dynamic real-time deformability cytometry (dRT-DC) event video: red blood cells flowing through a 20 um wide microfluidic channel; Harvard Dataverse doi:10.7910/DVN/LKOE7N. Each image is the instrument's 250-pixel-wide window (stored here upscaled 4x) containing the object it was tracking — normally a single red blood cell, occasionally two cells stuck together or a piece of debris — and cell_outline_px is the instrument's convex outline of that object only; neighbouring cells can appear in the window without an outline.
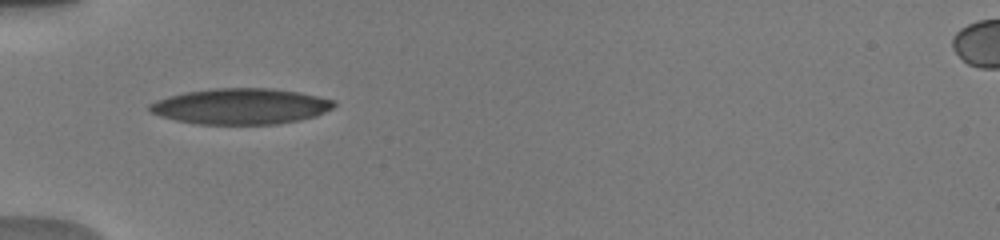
{"species": "human", "species_latin": "Homo sapiens", "temperature_condition": "warm", "stored_images_in_passage": 34, "camera_frame_rate_fps": 3000, "um_per_image_px": 0.085, "donor": {"sex": "male"}, "frame": {"image": 1, "passage_image": 1, "time_ms": 0.0, "image_size_px": [1000, 240], "cell_outline_px": [[336, 104], [332, 108], [316, 116], [300, 120], [276, 124], [200, 124], [176, 120], [160, 116], [148, 112], [148, 104], [156, 100], [168, 96], [184, 92], [216, 88], [272, 88], [300, 92], [336, 100]], "centroid_in_image_um": [20.46, 9.03], "position_along_channel_um": 64.5, "area_um2": 38.73}}
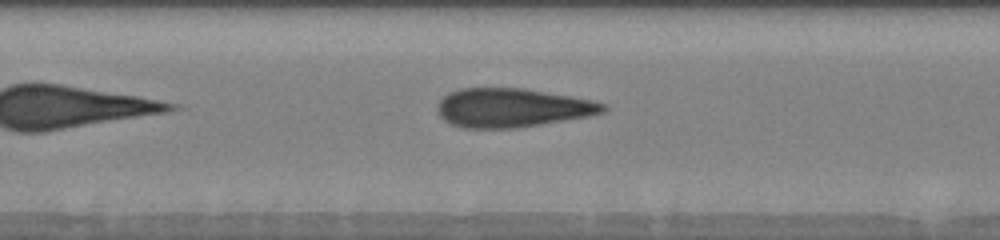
{"frame": {"image": 2, "passage_image": 9, "time_ms": 2.667, "image_size_px": [1000, 240], "cell_outline_px": [[608, 108], [604, 112], [588, 116], [516, 128], [464, 128], [452, 124], [444, 120], [440, 116], [436, 108], [436, 104], [448, 92], [460, 88], [524, 88], [572, 96], [592, 100], [608, 104]], "centroid_in_image_um": [43.52, 9.15], "position_along_channel_um": 163.9, "area_um2": 37.69}}
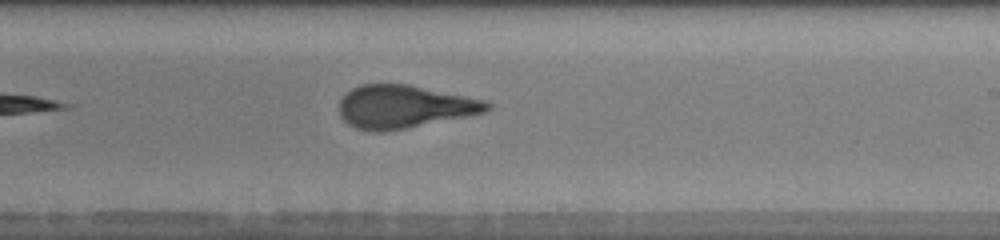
{"frame": {"image": 3, "passage_image": 16, "time_ms": 5.0, "image_size_px": [1000, 240], "cell_outline_px": [[492, 108], [488, 112], [408, 128], [384, 132], [368, 132], [356, 128], [348, 124], [340, 116], [340, 100], [352, 88], [360, 84], [408, 84], [484, 100], [492, 104]], "centroid_in_image_um": [34.36, 9.08], "position_along_channel_um": 254.6, "area_um2": 37.17}, "authors_computed_cell_mechanics": {"area_um2": 37.6856, "velocity_mm_per_s": 3.9019, "shape_relaxation_time_tau1_ms": 5.9213, "shape_relaxation_time_tau2_ms": 0.8776, "deformation_change_tau1": 0.2247, "deformation_change_tau2": 0.0883}}